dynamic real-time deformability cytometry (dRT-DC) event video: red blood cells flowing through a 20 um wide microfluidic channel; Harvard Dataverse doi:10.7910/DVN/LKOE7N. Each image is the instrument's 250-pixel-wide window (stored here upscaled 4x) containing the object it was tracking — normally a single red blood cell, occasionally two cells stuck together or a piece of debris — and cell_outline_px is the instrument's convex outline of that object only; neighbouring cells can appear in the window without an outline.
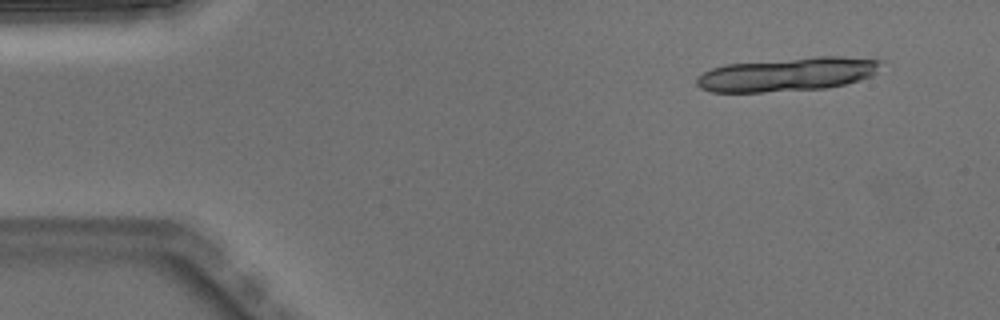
{"species": "Egyptian fruit bat (a non-hibernating species)", "species_latin": "Rousettus aegyptiacus", "temperature_condition": "warm", "stored_images_in_passage": 6, "segment_of_instrument_passage": [1, 2], "camera_frame_rate_fps": 3000, "um_per_image_px": 0.085, "animal": {"sex": "male"}, "frame": {"image": 1, "passage_image": 1, "time_ms": 0.0, "image_size_px": [1000, 320], "cell_outline_px": [[884, 60], [876, 72], [872, 76], [860, 80], [844, 84], [824, 88], [764, 92], [712, 92], [700, 88], [696, 84], [696, 76], [712, 68], [728, 64], [816, 56], [844, 56]], "centroid_in_image_um": [66.95, 6.31], "position_along_channel_um": 18.1, "area_um2": 36.3}}